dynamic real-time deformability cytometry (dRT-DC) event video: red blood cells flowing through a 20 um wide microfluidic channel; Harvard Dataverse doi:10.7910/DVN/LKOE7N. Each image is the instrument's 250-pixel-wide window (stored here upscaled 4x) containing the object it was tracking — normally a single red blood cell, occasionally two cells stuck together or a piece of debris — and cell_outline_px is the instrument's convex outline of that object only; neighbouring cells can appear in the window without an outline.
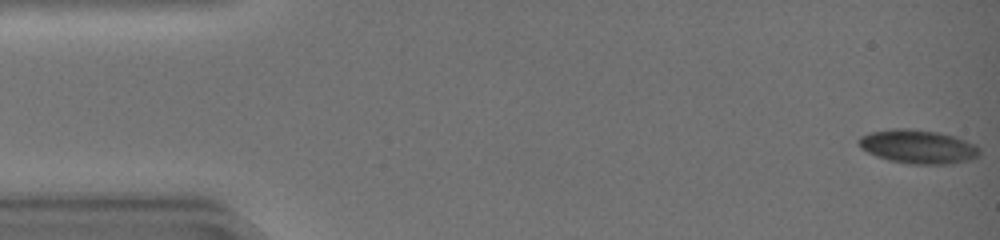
{"species": "common noctule bat (a hibernating species)", "species_latin": "Nyctalus noctula", "temperature_condition": "warm", "stored_images_in_passage": 45, "camera_frame_rate_fps": 3000, "um_per_image_px": 0.085, "animal": {"sex": "female", "body_mass_g": 19.0, "forearm_length_mm": 51.5}, "frame": {"image": 1, "passage_image": 1, "time_ms": 0.0, "image_size_px": [1000, 240], "cell_outline_px": [[980, 152], [976, 156], [968, 160], [952, 164], [912, 164], [892, 160], [868, 152], [860, 148], [860, 136], [872, 132], [900, 128], [904, 128], [936, 132], [952, 136], [976, 144], [980, 148]], "centroid_in_image_um": [78.07, 12.47], "position_along_channel_um": 6.9, "area_um2": 23.18}}
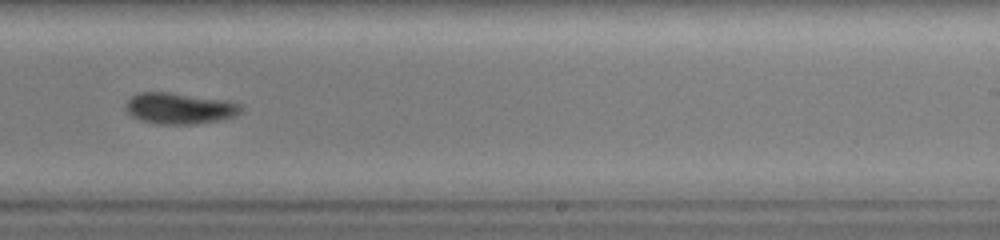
{"frame": {"image": 2, "passage_image": 29, "time_ms": 9.333, "image_size_px": [1000, 240], "cell_outline_px": [[240, 112], [236, 116], [220, 120], [196, 124], [156, 124], [140, 120], [132, 116], [124, 108], [124, 104], [132, 96], [140, 92], [168, 92], [228, 100], [240, 104]], "centroid_in_image_um": [15.24, 9.21], "position_along_channel_um": 273.8, "area_um2": 21.04}}
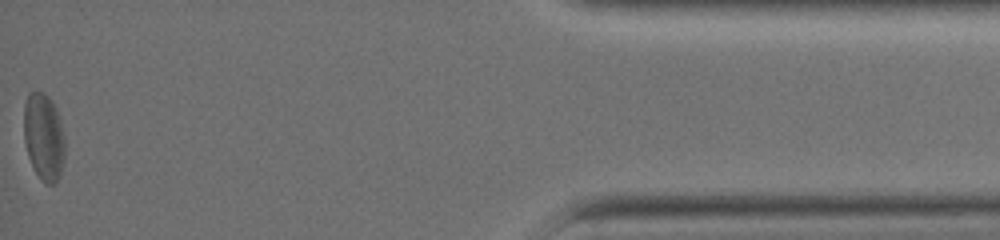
{"frame": {"image": 3, "passage_image": 45, "time_ms": 14.667, "image_size_px": [1000, 240], "cell_outline_px": [[64, 160], [60, 176], [56, 184], [44, 184], [40, 180], [28, 156], [24, 140], [24, 104], [28, 92], [44, 92], [52, 100], [56, 108], [60, 120], [64, 136]], "centroid_in_image_um": [3.72, 11.64], "position_along_channel_um": 431.5, "area_um2": 21.1}, "authors_computed_cell_mechanics": {"area_um2": 21.7328, "velocity_mm_per_s": 4.322, "shape_relaxation_time_tau1_ms": 3.6448, "shape_relaxation_time_tau2_ms": null, "deformation_change_tau1": 0.0869, "deformation_change_tau2": null}}